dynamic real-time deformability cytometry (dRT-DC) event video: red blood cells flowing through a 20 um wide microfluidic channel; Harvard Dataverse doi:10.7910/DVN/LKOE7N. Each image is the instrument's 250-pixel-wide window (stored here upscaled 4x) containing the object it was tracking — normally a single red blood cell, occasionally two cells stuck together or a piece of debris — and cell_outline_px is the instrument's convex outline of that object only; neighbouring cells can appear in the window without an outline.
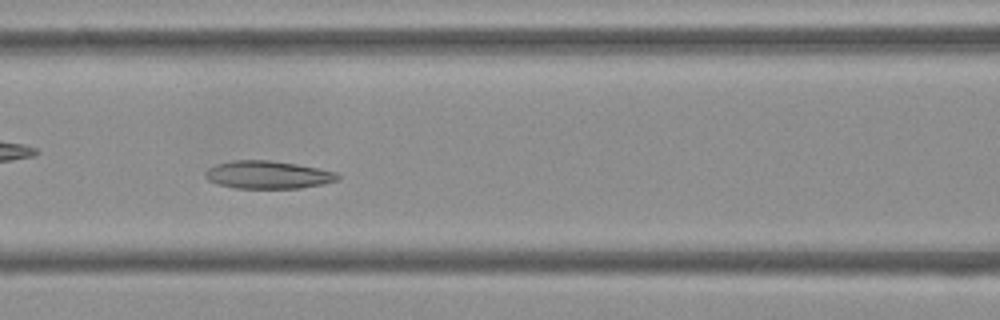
{"species": "Egyptian fruit bat (a non-hibernating species)", "species_latin": "Rousettus aegyptiacus", "temperature_condition": "cold", "stored_images_in_passage": 44, "camera_frame_rate_fps": 3000, "um_per_image_px": 0.085, "frame": {"image": 1, "passage_image": 13, "time_ms": 4.0, "image_size_px": [1000, 320], "cell_outline_px": [[340, 180], [324, 184], [300, 188], [236, 188], [216, 184], [208, 180], [204, 176], [204, 172], [208, 168], [216, 164], [232, 160], [268, 160], [296, 164], [320, 168], [336, 172], [340, 176]], "centroid_in_image_um": [22.77, 14.86], "position_along_channel_um": 143.8, "area_um2": 21.68}}
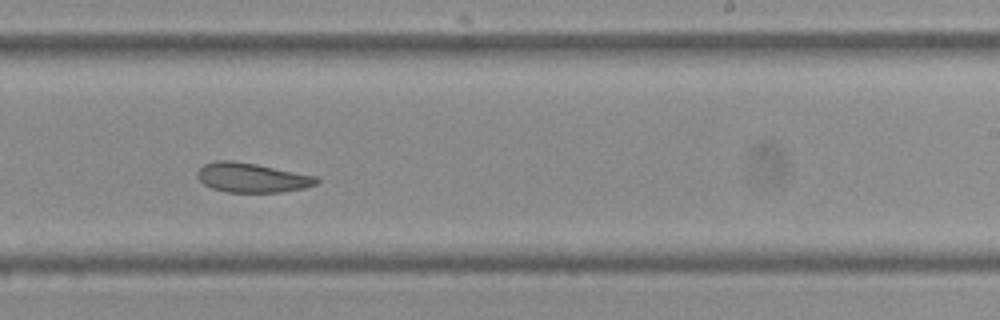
{"frame": {"image": 2, "passage_image": 23, "time_ms": 7.333, "image_size_px": [1000, 320], "cell_outline_px": [[320, 180], [316, 184], [304, 188], [280, 192], [228, 192], [212, 188], [204, 184], [196, 176], [196, 172], [204, 164], [216, 160], [232, 160], [256, 164], [316, 176]], "centroid_in_image_um": [21.39, 15.09], "position_along_channel_um": 267.6, "area_um2": 20.4}}
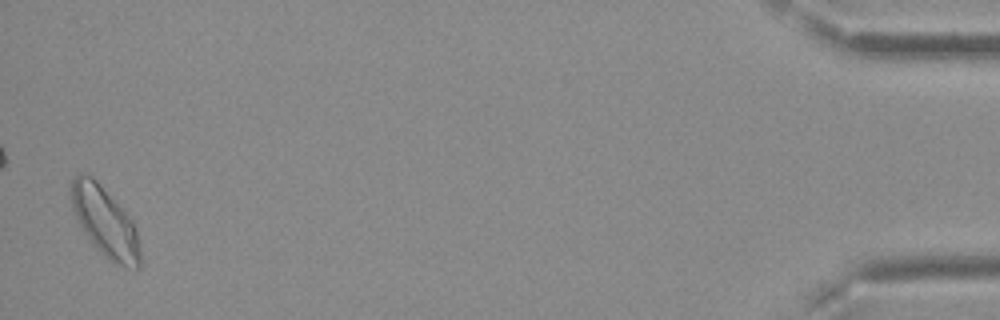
{"frame": {"image": 3, "passage_image": 43, "time_ms": 14.0, "image_size_px": [1000, 320], "cell_outline_px": [[140, 268], [128, 268], [112, 264], [96, 248], [84, 232], [72, 208], [68, 196], [72, 180], [80, 172], [84, 172], [92, 176], [96, 180], [132, 220], [136, 228], [140, 252]], "centroid_in_image_um": [8.9, 18.87], "position_along_channel_um": 426.3, "area_um2": 28.09}, "authors_computed_cell_mechanics": {"area_um2": 21.9062, "velocity_mm_per_s": 3.7267, "shape_relaxation_time_tau1_ms": 10.223, "shape_relaxation_time_tau2_ms": 2.1904, "deformation_change_tau1": 0.1472, "deformation_change_tau2": 0.0819}}